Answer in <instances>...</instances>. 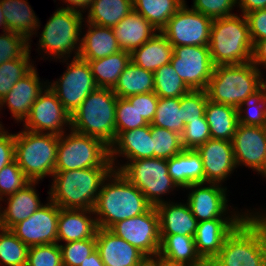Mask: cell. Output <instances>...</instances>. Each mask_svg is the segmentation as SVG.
I'll return each instance as SVG.
<instances>
[{"instance_id":"9f6ffc18","label":"cell","mask_w":266,"mask_h":266,"mask_svg":"<svg viewBox=\"0 0 266 266\" xmlns=\"http://www.w3.org/2000/svg\"><path fill=\"white\" fill-rule=\"evenodd\" d=\"M251 62L257 69L261 66L266 67V39L257 41L253 45Z\"/></svg>"},{"instance_id":"b9f144b4","label":"cell","mask_w":266,"mask_h":266,"mask_svg":"<svg viewBox=\"0 0 266 266\" xmlns=\"http://www.w3.org/2000/svg\"><path fill=\"white\" fill-rule=\"evenodd\" d=\"M30 54L28 49L21 57L0 64V100L34 67Z\"/></svg>"},{"instance_id":"e575fe53","label":"cell","mask_w":266,"mask_h":266,"mask_svg":"<svg viewBox=\"0 0 266 266\" xmlns=\"http://www.w3.org/2000/svg\"><path fill=\"white\" fill-rule=\"evenodd\" d=\"M131 61L130 52L121 50L105 58L88 61L96 85L100 88L113 89L119 76Z\"/></svg>"},{"instance_id":"f546056e","label":"cell","mask_w":266,"mask_h":266,"mask_svg":"<svg viewBox=\"0 0 266 266\" xmlns=\"http://www.w3.org/2000/svg\"><path fill=\"white\" fill-rule=\"evenodd\" d=\"M131 61L138 67L155 72L165 64L170 63L173 46L165 35L158 31L147 42L131 53Z\"/></svg>"},{"instance_id":"603a6c76","label":"cell","mask_w":266,"mask_h":266,"mask_svg":"<svg viewBox=\"0 0 266 266\" xmlns=\"http://www.w3.org/2000/svg\"><path fill=\"white\" fill-rule=\"evenodd\" d=\"M126 160L146 159L154 157L151 125L120 132L109 146V159L115 170L116 157Z\"/></svg>"},{"instance_id":"52a82bcc","label":"cell","mask_w":266,"mask_h":266,"mask_svg":"<svg viewBox=\"0 0 266 266\" xmlns=\"http://www.w3.org/2000/svg\"><path fill=\"white\" fill-rule=\"evenodd\" d=\"M225 266H266V232L249 214L226 238L216 257Z\"/></svg>"},{"instance_id":"d590c367","label":"cell","mask_w":266,"mask_h":266,"mask_svg":"<svg viewBox=\"0 0 266 266\" xmlns=\"http://www.w3.org/2000/svg\"><path fill=\"white\" fill-rule=\"evenodd\" d=\"M133 11V0H94L86 22L113 28Z\"/></svg>"},{"instance_id":"91938a15","label":"cell","mask_w":266,"mask_h":266,"mask_svg":"<svg viewBox=\"0 0 266 266\" xmlns=\"http://www.w3.org/2000/svg\"><path fill=\"white\" fill-rule=\"evenodd\" d=\"M147 262L151 266H190L184 263L170 261L168 259H165L159 254L152 256L151 258H148Z\"/></svg>"},{"instance_id":"4fadbf2b","label":"cell","mask_w":266,"mask_h":266,"mask_svg":"<svg viewBox=\"0 0 266 266\" xmlns=\"http://www.w3.org/2000/svg\"><path fill=\"white\" fill-rule=\"evenodd\" d=\"M109 230L140 250L147 258L159 253L160 225L155 206L141 215L115 223Z\"/></svg>"},{"instance_id":"89a4df30","label":"cell","mask_w":266,"mask_h":266,"mask_svg":"<svg viewBox=\"0 0 266 266\" xmlns=\"http://www.w3.org/2000/svg\"><path fill=\"white\" fill-rule=\"evenodd\" d=\"M141 266H151L147 261Z\"/></svg>"},{"instance_id":"ffe728a7","label":"cell","mask_w":266,"mask_h":266,"mask_svg":"<svg viewBox=\"0 0 266 266\" xmlns=\"http://www.w3.org/2000/svg\"><path fill=\"white\" fill-rule=\"evenodd\" d=\"M95 237L96 250L105 266H141L148 259L140 250L109 229L98 227Z\"/></svg>"},{"instance_id":"5bb4252c","label":"cell","mask_w":266,"mask_h":266,"mask_svg":"<svg viewBox=\"0 0 266 266\" xmlns=\"http://www.w3.org/2000/svg\"><path fill=\"white\" fill-rule=\"evenodd\" d=\"M24 122V129L35 133L61 136L66 133L64 126L71 129L70 113L48 86L38 95Z\"/></svg>"},{"instance_id":"3957f363","label":"cell","mask_w":266,"mask_h":266,"mask_svg":"<svg viewBox=\"0 0 266 266\" xmlns=\"http://www.w3.org/2000/svg\"><path fill=\"white\" fill-rule=\"evenodd\" d=\"M240 16L212 20L209 51L214 66L251 62L253 43L246 17Z\"/></svg>"},{"instance_id":"f35d334b","label":"cell","mask_w":266,"mask_h":266,"mask_svg":"<svg viewBox=\"0 0 266 266\" xmlns=\"http://www.w3.org/2000/svg\"><path fill=\"white\" fill-rule=\"evenodd\" d=\"M150 125L172 130L181 135L185 122H183V114L180 109V98L159 97L155 116Z\"/></svg>"},{"instance_id":"cb8c5ba5","label":"cell","mask_w":266,"mask_h":266,"mask_svg":"<svg viewBox=\"0 0 266 266\" xmlns=\"http://www.w3.org/2000/svg\"><path fill=\"white\" fill-rule=\"evenodd\" d=\"M93 210L62 209L58 217L57 243L90 239L98 229Z\"/></svg>"},{"instance_id":"5b68a950","label":"cell","mask_w":266,"mask_h":266,"mask_svg":"<svg viewBox=\"0 0 266 266\" xmlns=\"http://www.w3.org/2000/svg\"><path fill=\"white\" fill-rule=\"evenodd\" d=\"M117 98L112 89L98 87L71 115V129L96 137L110 146L116 139Z\"/></svg>"},{"instance_id":"f907efd6","label":"cell","mask_w":266,"mask_h":266,"mask_svg":"<svg viewBox=\"0 0 266 266\" xmlns=\"http://www.w3.org/2000/svg\"><path fill=\"white\" fill-rule=\"evenodd\" d=\"M211 138L209 125L206 118L185 123L184 131L181 134L183 149L196 150Z\"/></svg>"},{"instance_id":"2e32d148","label":"cell","mask_w":266,"mask_h":266,"mask_svg":"<svg viewBox=\"0 0 266 266\" xmlns=\"http://www.w3.org/2000/svg\"><path fill=\"white\" fill-rule=\"evenodd\" d=\"M186 189H193L188 194L187 203L198 222L212 219H245L250 214L248 213L250 211L243 214L235 211L231 216L225 217V213L229 210L226 193L228 191L222 184L197 183L191 184Z\"/></svg>"},{"instance_id":"8d00e7d4","label":"cell","mask_w":266,"mask_h":266,"mask_svg":"<svg viewBox=\"0 0 266 266\" xmlns=\"http://www.w3.org/2000/svg\"><path fill=\"white\" fill-rule=\"evenodd\" d=\"M183 4L182 0H133V10L161 31Z\"/></svg>"},{"instance_id":"f1b7e54d","label":"cell","mask_w":266,"mask_h":266,"mask_svg":"<svg viewBox=\"0 0 266 266\" xmlns=\"http://www.w3.org/2000/svg\"><path fill=\"white\" fill-rule=\"evenodd\" d=\"M168 174L179 188L204 183V170L200 154L193 149L167 159Z\"/></svg>"},{"instance_id":"7dc6e473","label":"cell","mask_w":266,"mask_h":266,"mask_svg":"<svg viewBox=\"0 0 266 266\" xmlns=\"http://www.w3.org/2000/svg\"><path fill=\"white\" fill-rule=\"evenodd\" d=\"M208 96L205 90H191L180 97V109L183 114V122H192L205 118V107Z\"/></svg>"},{"instance_id":"be15d7a7","label":"cell","mask_w":266,"mask_h":266,"mask_svg":"<svg viewBox=\"0 0 266 266\" xmlns=\"http://www.w3.org/2000/svg\"><path fill=\"white\" fill-rule=\"evenodd\" d=\"M201 266H225L217 258H210L203 260Z\"/></svg>"},{"instance_id":"11a10c76","label":"cell","mask_w":266,"mask_h":266,"mask_svg":"<svg viewBox=\"0 0 266 266\" xmlns=\"http://www.w3.org/2000/svg\"><path fill=\"white\" fill-rule=\"evenodd\" d=\"M0 132V170L15 159V133Z\"/></svg>"},{"instance_id":"4316f807","label":"cell","mask_w":266,"mask_h":266,"mask_svg":"<svg viewBox=\"0 0 266 266\" xmlns=\"http://www.w3.org/2000/svg\"><path fill=\"white\" fill-rule=\"evenodd\" d=\"M86 26L88 29L81 38L79 58L90 61L121 51L112 28L88 22Z\"/></svg>"},{"instance_id":"e0dca14e","label":"cell","mask_w":266,"mask_h":266,"mask_svg":"<svg viewBox=\"0 0 266 266\" xmlns=\"http://www.w3.org/2000/svg\"><path fill=\"white\" fill-rule=\"evenodd\" d=\"M60 208L49 199L29 218L14 225L10 231L28 247L57 243Z\"/></svg>"},{"instance_id":"680465c9","label":"cell","mask_w":266,"mask_h":266,"mask_svg":"<svg viewBox=\"0 0 266 266\" xmlns=\"http://www.w3.org/2000/svg\"><path fill=\"white\" fill-rule=\"evenodd\" d=\"M93 1L94 0H63V2L68 3V5L60 8L84 13L85 10H88Z\"/></svg>"},{"instance_id":"ac0fdd59","label":"cell","mask_w":266,"mask_h":266,"mask_svg":"<svg viewBox=\"0 0 266 266\" xmlns=\"http://www.w3.org/2000/svg\"><path fill=\"white\" fill-rule=\"evenodd\" d=\"M236 166H246L264 176L266 127L238 123L232 140Z\"/></svg>"},{"instance_id":"94428289","label":"cell","mask_w":266,"mask_h":266,"mask_svg":"<svg viewBox=\"0 0 266 266\" xmlns=\"http://www.w3.org/2000/svg\"><path fill=\"white\" fill-rule=\"evenodd\" d=\"M80 266H105L99 252L95 250L89 257L82 261Z\"/></svg>"},{"instance_id":"ee69618b","label":"cell","mask_w":266,"mask_h":266,"mask_svg":"<svg viewBox=\"0 0 266 266\" xmlns=\"http://www.w3.org/2000/svg\"><path fill=\"white\" fill-rule=\"evenodd\" d=\"M31 181L23 173L16 160L0 170V201L24 188Z\"/></svg>"},{"instance_id":"ba28073f","label":"cell","mask_w":266,"mask_h":266,"mask_svg":"<svg viewBox=\"0 0 266 266\" xmlns=\"http://www.w3.org/2000/svg\"><path fill=\"white\" fill-rule=\"evenodd\" d=\"M83 14L73 10L58 8L49 18L39 38V48L50 58H70L72 51L79 56L81 48V34ZM79 44V45H78ZM46 50V51H45ZM53 56V57H52Z\"/></svg>"},{"instance_id":"f5cc1de1","label":"cell","mask_w":266,"mask_h":266,"mask_svg":"<svg viewBox=\"0 0 266 266\" xmlns=\"http://www.w3.org/2000/svg\"><path fill=\"white\" fill-rule=\"evenodd\" d=\"M131 105L135 106L140 116L151 124L155 116L159 97L154 93H143L126 98Z\"/></svg>"},{"instance_id":"7bdbcfd3","label":"cell","mask_w":266,"mask_h":266,"mask_svg":"<svg viewBox=\"0 0 266 266\" xmlns=\"http://www.w3.org/2000/svg\"><path fill=\"white\" fill-rule=\"evenodd\" d=\"M154 157L170 159L182 152L181 135L175 131L151 125Z\"/></svg>"},{"instance_id":"681fc988","label":"cell","mask_w":266,"mask_h":266,"mask_svg":"<svg viewBox=\"0 0 266 266\" xmlns=\"http://www.w3.org/2000/svg\"><path fill=\"white\" fill-rule=\"evenodd\" d=\"M21 34L7 31L0 35V64L21 57L31 46Z\"/></svg>"},{"instance_id":"d6a6232c","label":"cell","mask_w":266,"mask_h":266,"mask_svg":"<svg viewBox=\"0 0 266 266\" xmlns=\"http://www.w3.org/2000/svg\"><path fill=\"white\" fill-rule=\"evenodd\" d=\"M159 255L173 262L190 266H201L203 260L198 255L193 236L160 235Z\"/></svg>"},{"instance_id":"8992f818","label":"cell","mask_w":266,"mask_h":266,"mask_svg":"<svg viewBox=\"0 0 266 266\" xmlns=\"http://www.w3.org/2000/svg\"><path fill=\"white\" fill-rule=\"evenodd\" d=\"M59 136L22 130L15 134V160L31 182L55 171Z\"/></svg>"},{"instance_id":"30bf717a","label":"cell","mask_w":266,"mask_h":266,"mask_svg":"<svg viewBox=\"0 0 266 266\" xmlns=\"http://www.w3.org/2000/svg\"><path fill=\"white\" fill-rule=\"evenodd\" d=\"M129 182L133 183L156 206L162 202V195L179 188L168 174L167 159L146 158L127 161L115 166Z\"/></svg>"},{"instance_id":"6f0895ef","label":"cell","mask_w":266,"mask_h":266,"mask_svg":"<svg viewBox=\"0 0 266 266\" xmlns=\"http://www.w3.org/2000/svg\"><path fill=\"white\" fill-rule=\"evenodd\" d=\"M237 4L243 15L256 10L266 9V0H237Z\"/></svg>"},{"instance_id":"9c48e42d","label":"cell","mask_w":266,"mask_h":266,"mask_svg":"<svg viewBox=\"0 0 266 266\" xmlns=\"http://www.w3.org/2000/svg\"><path fill=\"white\" fill-rule=\"evenodd\" d=\"M59 136L55 171L113 167L109 159V146L102 140L70 129Z\"/></svg>"},{"instance_id":"003e7915","label":"cell","mask_w":266,"mask_h":266,"mask_svg":"<svg viewBox=\"0 0 266 266\" xmlns=\"http://www.w3.org/2000/svg\"><path fill=\"white\" fill-rule=\"evenodd\" d=\"M264 177H266V157H265V160H264Z\"/></svg>"},{"instance_id":"60d3db41","label":"cell","mask_w":266,"mask_h":266,"mask_svg":"<svg viewBox=\"0 0 266 266\" xmlns=\"http://www.w3.org/2000/svg\"><path fill=\"white\" fill-rule=\"evenodd\" d=\"M29 247L8 229L0 232L1 266H26Z\"/></svg>"},{"instance_id":"a7ac6f4b","label":"cell","mask_w":266,"mask_h":266,"mask_svg":"<svg viewBox=\"0 0 266 266\" xmlns=\"http://www.w3.org/2000/svg\"><path fill=\"white\" fill-rule=\"evenodd\" d=\"M3 129H5V128L3 127V125L1 124V121H0V132H1Z\"/></svg>"},{"instance_id":"1f68e13d","label":"cell","mask_w":266,"mask_h":266,"mask_svg":"<svg viewBox=\"0 0 266 266\" xmlns=\"http://www.w3.org/2000/svg\"><path fill=\"white\" fill-rule=\"evenodd\" d=\"M205 118L209 125L211 138L233 140L238 125L237 108L208 100Z\"/></svg>"},{"instance_id":"9a60e30c","label":"cell","mask_w":266,"mask_h":266,"mask_svg":"<svg viewBox=\"0 0 266 266\" xmlns=\"http://www.w3.org/2000/svg\"><path fill=\"white\" fill-rule=\"evenodd\" d=\"M170 63L191 90H205L215 67L209 46L173 47Z\"/></svg>"},{"instance_id":"d4e9b609","label":"cell","mask_w":266,"mask_h":266,"mask_svg":"<svg viewBox=\"0 0 266 266\" xmlns=\"http://www.w3.org/2000/svg\"><path fill=\"white\" fill-rule=\"evenodd\" d=\"M159 215L160 235L195 236L198 221L188 203L164 201L155 206Z\"/></svg>"},{"instance_id":"bcb514c9","label":"cell","mask_w":266,"mask_h":266,"mask_svg":"<svg viewBox=\"0 0 266 266\" xmlns=\"http://www.w3.org/2000/svg\"><path fill=\"white\" fill-rule=\"evenodd\" d=\"M59 245L63 266H80L96 250V237Z\"/></svg>"},{"instance_id":"44dd1931","label":"cell","mask_w":266,"mask_h":266,"mask_svg":"<svg viewBox=\"0 0 266 266\" xmlns=\"http://www.w3.org/2000/svg\"><path fill=\"white\" fill-rule=\"evenodd\" d=\"M47 82H40L37 69L33 67L25 76L19 79L14 87L0 100V108L7 106L12 117L18 122H24L38 95L45 89Z\"/></svg>"},{"instance_id":"7c38bea8","label":"cell","mask_w":266,"mask_h":266,"mask_svg":"<svg viewBox=\"0 0 266 266\" xmlns=\"http://www.w3.org/2000/svg\"><path fill=\"white\" fill-rule=\"evenodd\" d=\"M212 19L184 3L161 30L173 47L209 46Z\"/></svg>"},{"instance_id":"4dcf8cb0","label":"cell","mask_w":266,"mask_h":266,"mask_svg":"<svg viewBox=\"0 0 266 266\" xmlns=\"http://www.w3.org/2000/svg\"><path fill=\"white\" fill-rule=\"evenodd\" d=\"M0 3L7 30L23 35L31 43L40 22L27 0H0Z\"/></svg>"},{"instance_id":"6da1fadb","label":"cell","mask_w":266,"mask_h":266,"mask_svg":"<svg viewBox=\"0 0 266 266\" xmlns=\"http://www.w3.org/2000/svg\"><path fill=\"white\" fill-rule=\"evenodd\" d=\"M151 207L152 204L133 183L113 170L102 183L93 212L97 226L110 229L115 223L141 215Z\"/></svg>"},{"instance_id":"7a4b0ae2","label":"cell","mask_w":266,"mask_h":266,"mask_svg":"<svg viewBox=\"0 0 266 266\" xmlns=\"http://www.w3.org/2000/svg\"><path fill=\"white\" fill-rule=\"evenodd\" d=\"M113 167L54 171L48 199L62 209L93 210L102 183Z\"/></svg>"},{"instance_id":"e7e4bbea","label":"cell","mask_w":266,"mask_h":266,"mask_svg":"<svg viewBox=\"0 0 266 266\" xmlns=\"http://www.w3.org/2000/svg\"><path fill=\"white\" fill-rule=\"evenodd\" d=\"M2 26V27H1ZM0 27L3 28V32H7V25H6V20L4 18L3 12H2V8H1V3H0Z\"/></svg>"},{"instance_id":"484cf974","label":"cell","mask_w":266,"mask_h":266,"mask_svg":"<svg viewBox=\"0 0 266 266\" xmlns=\"http://www.w3.org/2000/svg\"><path fill=\"white\" fill-rule=\"evenodd\" d=\"M112 29L121 50L130 53L158 32L142 15L134 10Z\"/></svg>"},{"instance_id":"277c9868","label":"cell","mask_w":266,"mask_h":266,"mask_svg":"<svg viewBox=\"0 0 266 266\" xmlns=\"http://www.w3.org/2000/svg\"><path fill=\"white\" fill-rule=\"evenodd\" d=\"M262 75L252 62L215 66L205 89L208 100L238 109L249 95L264 85Z\"/></svg>"},{"instance_id":"ab89813d","label":"cell","mask_w":266,"mask_h":266,"mask_svg":"<svg viewBox=\"0 0 266 266\" xmlns=\"http://www.w3.org/2000/svg\"><path fill=\"white\" fill-rule=\"evenodd\" d=\"M237 111L238 123L247 126L266 127V87L263 85L254 94L249 95L240 104Z\"/></svg>"},{"instance_id":"7402d4cb","label":"cell","mask_w":266,"mask_h":266,"mask_svg":"<svg viewBox=\"0 0 266 266\" xmlns=\"http://www.w3.org/2000/svg\"><path fill=\"white\" fill-rule=\"evenodd\" d=\"M244 219H212L198 222L194 236L198 255L202 260L216 258L226 238Z\"/></svg>"},{"instance_id":"d6986e66","label":"cell","mask_w":266,"mask_h":266,"mask_svg":"<svg viewBox=\"0 0 266 266\" xmlns=\"http://www.w3.org/2000/svg\"><path fill=\"white\" fill-rule=\"evenodd\" d=\"M196 151L202 158L204 183L222 184L237 168L232 141L210 138Z\"/></svg>"},{"instance_id":"03108f58","label":"cell","mask_w":266,"mask_h":266,"mask_svg":"<svg viewBox=\"0 0 266 266\" xmlns=\"http://www.w3.org/2000/svg\"><path fill=\"white\" fill-rule=\"evenodd\" d=\"M4 229L3 224H2V210H1V205H0V232Z\"/></svg>"},{"instance_id":"db71d44e","label":"cell","mask_w":266,"mask_h":266,"mask_svg":"<svg viewBox=\"0 0 266 266\" xmlns=\"http://www.w3.org/2000/svg\"><path fill=\"white\" fill-rule=\"evenodd\" d=\"M253 45L266 39V9L245 14Z\"/></svg>"},{"instance_id":"83f0119b","label":"cell","mask_w":266,"mask_h":266,"mask_svg":"<svg viewBox=\"0 0 266 266\" xmlns=\"http://www.w3.org/2000/svg\"><path fill=\"white\" fill-rule=\"evenodd\" d=\"M37 183L30 182L21 190L5 197L8 202L7 207L2 210L4 229L10 230L14 225L29 218L43 205L35 189Z\"/></svg>"},{"instance_id":"816d5d0a","label":"cell","mask_w":266,"mask_h":266,"mask_svg":"<svg viewBox=\"0 0 266 266\" xmlns=\"http://www.w3.org/2000/svg\"><path fill=\"white\" fill-rule=\"evenodd\" d=\"M236 4L237 0H193L191 8L213 20L234 15Z\"/></svg>"},{"instance_id":"8fae6325","label":"cell","mask_w":266,"mask_h":266,"mask_svg":"<svg viewBox=\"0 0 266 266\" xmlns=\"http://www.w3.org/2000/svg\"><path fill=\"white\" fill-rule=\"evenodd\" d=\"M66 63L67 69L58 81L48 82L63 107L72 115L85 98L98 88L88 61L79 57ZM51 83V84H50Z\"/></svg>"},{"instance_id":"6125c7cd","label":"cell","mask_w":266,"mask_h":266,"mask_svg":"<svg viewBox=\"0 0 266 266\" xmlns=\"http://www.w3.org/2000/svg\"><path fill=\"white\" fill-rule=\"evenodd\" d=\"M251 214V216H253V218L264 228L265 232H266V212L265 213H259V211L257 212H249Z\"/></svg>"},{"instance_id":"c3c4849f","label":"cell","mask_w":266,"mask_h":266,"mask_svg":"<svg viewBox=\"0 0 266 266\" xmlns=\"http://www.w3.org/2000/svg\"><path fill=\"white\" fill-rule=\"evenodd\" d=\"M26 266H63L60 245L52 243L29 247Z\"/></svg>"},{"instance_id":"836d02e7","label":"cell","mask_w":266,"mask_h":266,"mask_svg":"<svg viewBox=\"0 0 266 266\" xmlns=\"http://www.w3.org/2000/svg\"><path fill=\"white\" fill-rule=\"evenodd\" d=\"M112 90L120 98L154 92V73L130 61Z\"/></svg>"},{"instance_id":"74e56055","label":"cell","mask_w":266,"mask_h":266,"mask_svg":"<svg viewBox=\"0 0 266 266\" xmlns=\"http://www.w3.org/2000/svg\"><path fill=\"white\" fill-rule=\"evenodd\" d=\"M191 89L175 71L171 63L154 72V93L161 98H180Z\"/></svg>"},{"instance_id":"f6af8a7d","label":"cell","mask_w":266,"mask_h":266,"mask_svg":"<svg viewBox=\"0 0 266 266\" xmlns=\"http://www.w3.org/2000/svg\"><path fill=\"white\" fill-rule=\"evenodd\" d=\"M146 125L148 123L140 116L135 106L131 105L126 98H117L115 115L116 136L120 132Z\"/></svg>"}]
</instances>
